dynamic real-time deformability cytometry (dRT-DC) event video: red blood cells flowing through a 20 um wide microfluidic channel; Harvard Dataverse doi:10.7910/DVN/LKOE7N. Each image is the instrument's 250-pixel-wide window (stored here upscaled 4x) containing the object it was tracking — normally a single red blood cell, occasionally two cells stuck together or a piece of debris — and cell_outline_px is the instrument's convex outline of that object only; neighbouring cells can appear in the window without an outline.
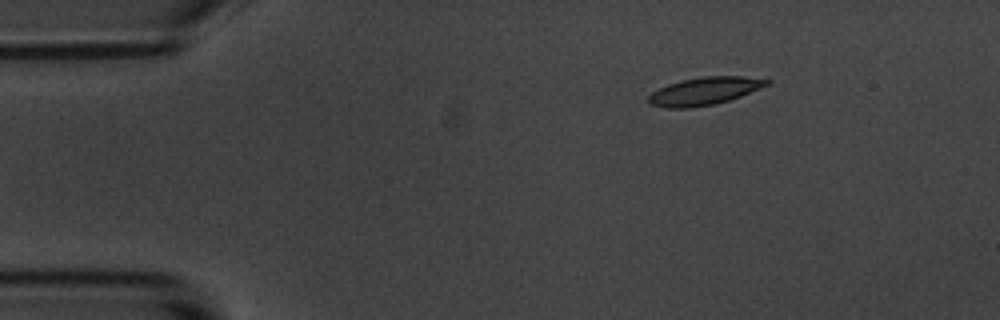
{"species": "common noctule bat (a hibernating species)", "species_latin": "Nyctalus noctula", "temperature_condition": "room temperature", "stored_images_in_passage": 6, "camera_frame_rate_fps": 3000, "um_per_image_px": 0.085, "animal": {"sex": "male", "body_mass_g": 20.1, "forearm_length_mm": 53.5}, "frame": {"image": 1, "passage_image": 1, "time_ms": 0.0, "image_size_px": [1000, 320], "cell_outline_px": [[772, 84], [740, 96], [716, 104], [688, 108], [668, 108], [648, 104], [648, 96], [652, 92], [668, 84], [680, 80], [700, 76], [740, 76], [772, 80]], "centroid_in_image_um": [59.88, 7.74], "position_along_channel_um": 25.1, "area_um2": 19.25}}
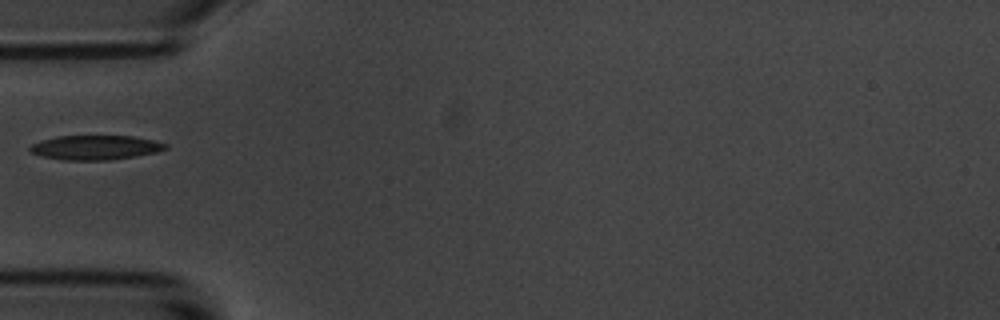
{"frame": {"image": 2, "passage_image": 4, "time_ms": 3.333, "image_size_px": [1000, 320], "cell_outline_px": [[168, 148], [156, 152], [108, 160], [64, 160], [40, 156], [32, 152], [28, 148], [32, 144], [40, 140], [56, 136], [132, 136], [152, 140], [168, 144]], "centroid_in_image_um": [8.07, 12.53], "position_along_channel_um": 76.9, "area_um2": 19.19}}
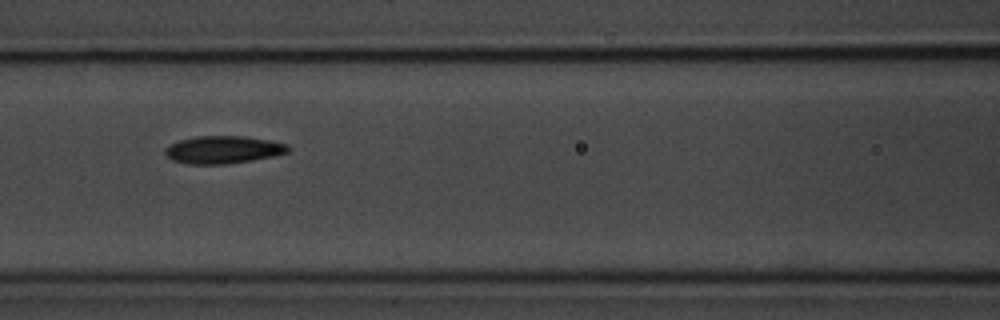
{"frame": {"image": 3, "passage_image": 6, "time_ms": 5.333, "image_size_px": [1000, 320], "cell_outline_px": [[292, 148], [288, 152], [272, 156], [252, 160], [228, 164], [188, 164], [172, 160], [164, 152], [164, 148], [168, 144], [180, 140], [196, 136], [244, 136], [268, 140], [288, 144]], "centroid_in_image_um": [18.96, 12.72], "position_along_channel_um": 147.6, "area_um2": 19.88}}